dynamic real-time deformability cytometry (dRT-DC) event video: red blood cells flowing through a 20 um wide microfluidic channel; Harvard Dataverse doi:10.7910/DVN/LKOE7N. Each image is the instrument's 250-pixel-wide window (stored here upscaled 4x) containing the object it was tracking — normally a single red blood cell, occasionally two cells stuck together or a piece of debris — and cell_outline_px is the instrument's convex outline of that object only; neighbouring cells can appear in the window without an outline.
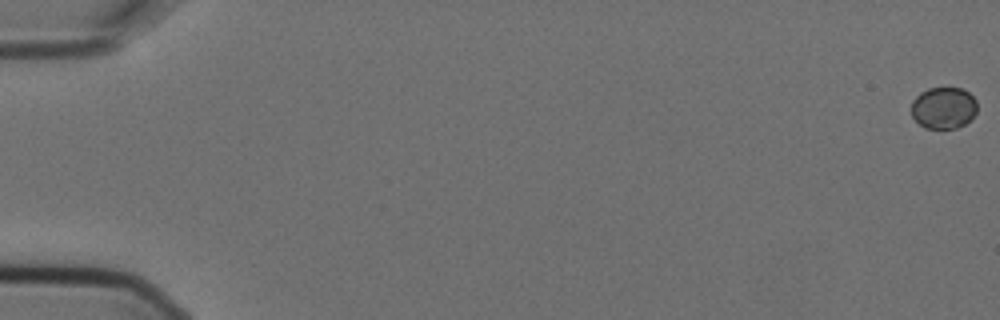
{"species": "Egyptian fruit bat (a non-hibernating species)", "species_latin": "Rousettus aegyptiacus", "temperature_condition": "cold", "stored_images_in_passage": 5, "camera_frame_rate_fps": 3000, "um_per_image_px": 0.085, "animal": {"sex": "female"}, "frame": {"image": 1, "passage_image": 1, "time_ms": 0.0, "image_size_px": [1000, 320], "cell_outline_px": [[976, 112], [964, 124], [956, 128], [924, 128], [912, 116], [912, 100], [920, 92], [928, 88], [960, 88], [968, 92], [976, 100]], "centroid_in_image_um": [80.18, 9.16], "position_along_channel_um": 4.8, "area_um2": 15.84}}
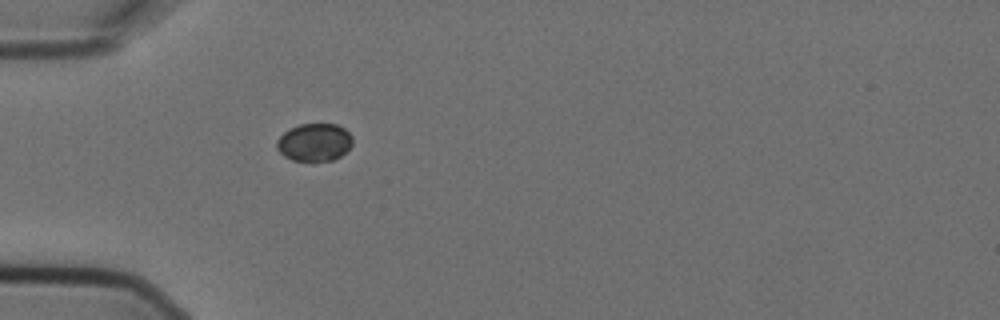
{"frame": {"image": 2, "passage_image": 5, "time_ms": 1.333, "image_size_px": [1000, 320], "cell_outline_px": [[352, 144], [340, 156], [332, 160], [312, 164], [292, 160], [284, 156], [276, 148], [276, 140], [284, 132], [300, 124], [336, 124], [344, 128], [352, 136]], "centroid_in_image_um": [26.7, 12.14], "position_along_channel_um": 58.3, "area_um2": 17.05}}